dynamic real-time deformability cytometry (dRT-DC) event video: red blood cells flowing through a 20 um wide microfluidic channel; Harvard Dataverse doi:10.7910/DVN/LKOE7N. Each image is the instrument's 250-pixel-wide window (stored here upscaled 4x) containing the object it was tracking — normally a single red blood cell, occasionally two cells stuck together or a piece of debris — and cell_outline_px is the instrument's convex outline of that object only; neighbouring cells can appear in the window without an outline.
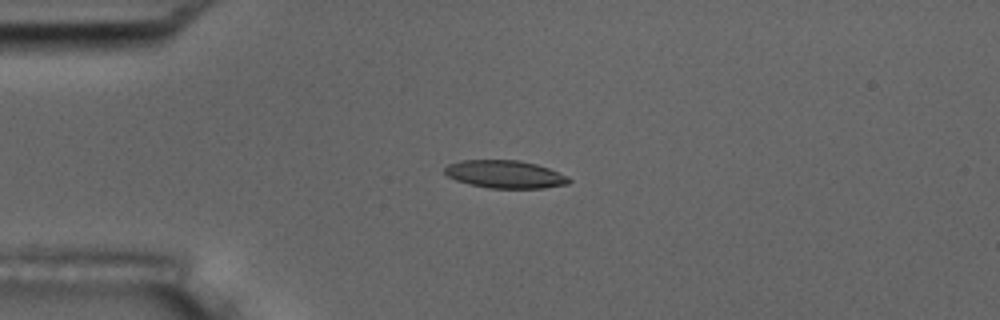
{"species": "common noctule bat (a hibernating species)", "species_latin": "Nyctalus noctula", "temperature_condition": "room temperature", "stored_images_in_passage": 4, "camera_frame_rate_fps": 3000, "um_per_image_px": 0.085, "animal": {"sex": "male", "body_mass_g": 17.5, "forearm_length_mm": 52.3}, "frame": {"image": 1, "passage_image": 3, "time_ms": 2.333, "image_size_px": [1000, 320], "cell_outline_px": [[572, 180], [568, 184], [544, 188], [488, 188], [468, 184], [456, 180], [448, 176], [444, 172], [444, 168], [448, 164], [460, 160], [520, 160], [536, 164], [548, 168], [568, 176]], "centroid_in_image_um": [42.92, 14.81], "position_along_channel_um": 42.1, "area_um2": 20.23}}